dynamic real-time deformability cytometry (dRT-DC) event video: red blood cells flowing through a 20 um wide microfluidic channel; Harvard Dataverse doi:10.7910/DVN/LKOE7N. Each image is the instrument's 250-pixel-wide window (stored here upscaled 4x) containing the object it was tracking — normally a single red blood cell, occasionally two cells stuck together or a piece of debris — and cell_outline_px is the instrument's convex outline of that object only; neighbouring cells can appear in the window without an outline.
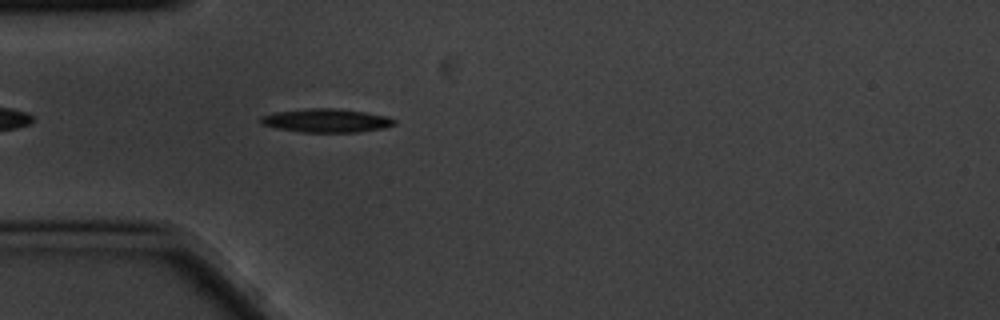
{"species": "common noctule bat (a hibernating species)", "species_latin": "Nyctalus noctula", "temperature_condition": "cold", "stored_images_in_passage": 2, "camera_frame_rate_fps": 3000, "um_per_image_px": 0.085, "animal": {"sex": "male", "body_mass_g": 20.1, "forearm_length_mm": 53.5}, "frame": {"image": 1, "passage_image": 2, "time_ms": 0.333, "image_size_px": [1000, 320], "cell_outline_px": [[396, 124], [384, 128], [360, 132], [300, 132], [276, 128], [260, 124], [260, 116], [272, 112], [308, 108], [332, 108], [364, 112], [388, 116], [396, 120]], "centroid_in_image_um": [27.71, 10.25], "position_along_channel_um": 57.3, "area_um2": 18.55}}